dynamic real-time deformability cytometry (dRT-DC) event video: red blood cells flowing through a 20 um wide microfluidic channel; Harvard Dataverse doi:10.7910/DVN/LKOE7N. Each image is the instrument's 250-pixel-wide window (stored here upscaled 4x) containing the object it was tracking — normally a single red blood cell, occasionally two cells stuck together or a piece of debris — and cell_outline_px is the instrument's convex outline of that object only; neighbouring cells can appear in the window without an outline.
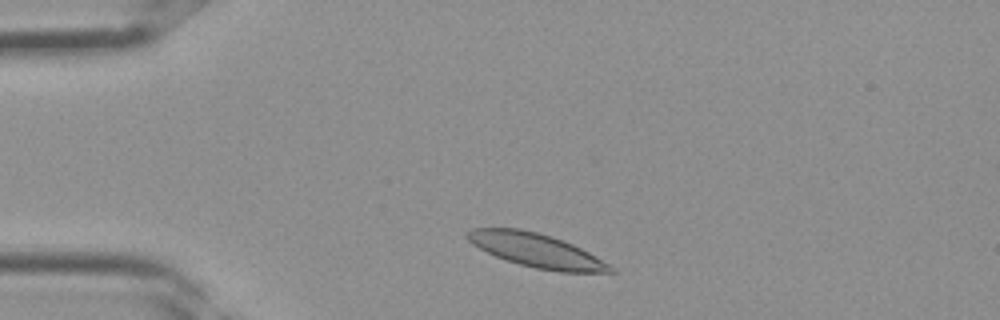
{"species": "Egyptian fruit bat (a non-hibernating species)", "species_latin": "Rousettus aegyptiacus", "temperature_condition": "room temperature", "stored_images_in_passage": 32, "camera_frame_rate_fps": 3000, "um_per_image_px": 0.085, "frame": {"image": 1, "passage_image": 3, "time_ms": 0.667, "image_size_px": [1000, 320], "cell_outline_px": [[616, 272], [560, 272], [536, 268], [520, 264], [496, 256], [472, 244], [464, 236], [472, 228], [520, 228], [552, 236], [572, 244], [588, 252], [616, 268]], "centroid_in_image_um": [45.6, 21.28], "position_along_channel_um": 39.4, "area_um2": 27.86}}
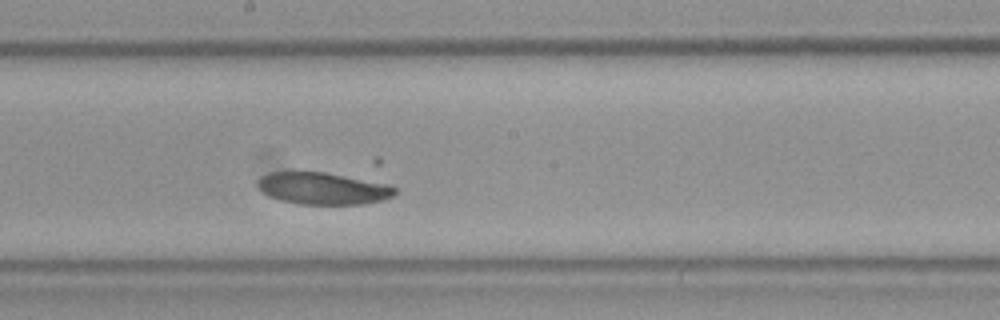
{"frame": {"image": 2, "passage_image": 15, "time_ms": 4.667, "image_size_px": [1000, 320], "cell_outline_px": [[396, 192], [392, 196], [384, 200], [364, 204], [300, 204], [280, 200], [268, 196], [256, 184], [260, 176], [268, 172], [324, 172], [380, 180], [396, 188]], "centroid_in_image_um": [27.51, 16.0], "position_along_channel_um": 220.7, "area_um2": 26.07}}
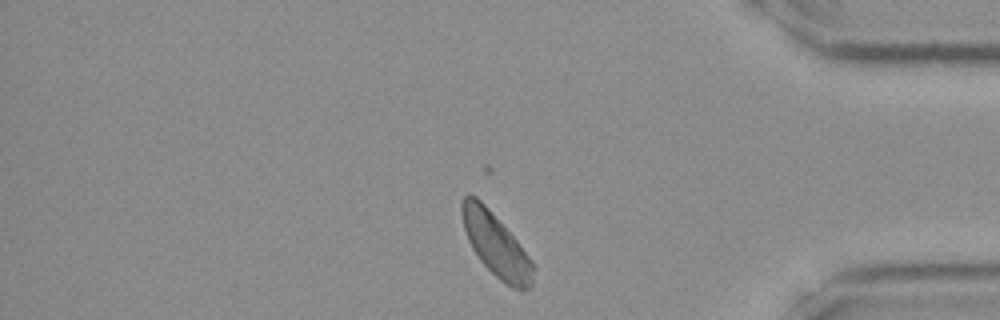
{"frame": {"image": 3, "passage_image": 26, "time_ms": 8.333, "image_size_px": [1000, 320], "cell_outline_px": [[536, 268], [532, 284], [524, 292], [520, 292], [512, 288], [500, 280], [480, 260], [472, 248], [468, 240], [464, 228], [460, 212], [460, 204], [464, 196], [468, 192], [476, 196], [488, 208], [516, 240], [532, 260]], "centroid_in_image_um": [42.16, 20.83], "position_along_channel_um": 393.0, "area_um2": 26.36}}